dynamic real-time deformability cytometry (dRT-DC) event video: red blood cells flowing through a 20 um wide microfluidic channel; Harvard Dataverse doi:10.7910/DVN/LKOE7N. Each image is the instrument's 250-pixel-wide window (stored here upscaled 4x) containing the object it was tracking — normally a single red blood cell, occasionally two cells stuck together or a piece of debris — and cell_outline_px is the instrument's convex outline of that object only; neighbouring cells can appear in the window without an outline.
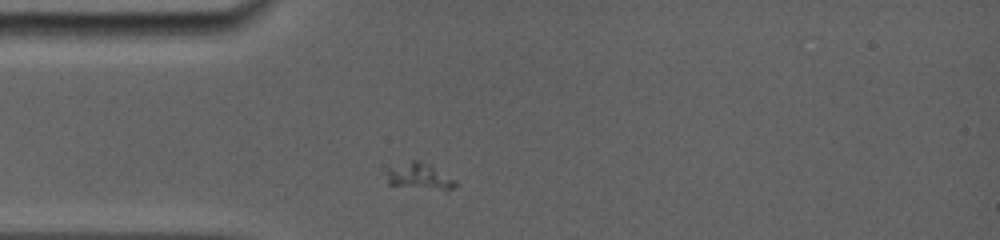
{"species": "common noctule bat (a hibernating species)", "species_latin": "Nyctalus noctula", "temperature_condition": "room temperature", "stored_images_in_passage": 2, "camera_frame_rate_fps": 5000, "um_per_image_px": 0.085, "animal": {"sex": "female", "body_mass_g": 19.0, "forearm_length_mm": 56.7}, "frame": {"image": 1, "passage_image": 1, "time_ms": 0.0, "image_size_px": [1000, 240], "cell_outline_px": [[460, 184], [448, 192], [388, 184], [388, 172], [412, 160], [416, 160], [432, 164], [456, 180]], "centroid_in_image_um": [35.85, 15.04], "position_along_channel_um": 49.2, "area_um2": 10.58}}